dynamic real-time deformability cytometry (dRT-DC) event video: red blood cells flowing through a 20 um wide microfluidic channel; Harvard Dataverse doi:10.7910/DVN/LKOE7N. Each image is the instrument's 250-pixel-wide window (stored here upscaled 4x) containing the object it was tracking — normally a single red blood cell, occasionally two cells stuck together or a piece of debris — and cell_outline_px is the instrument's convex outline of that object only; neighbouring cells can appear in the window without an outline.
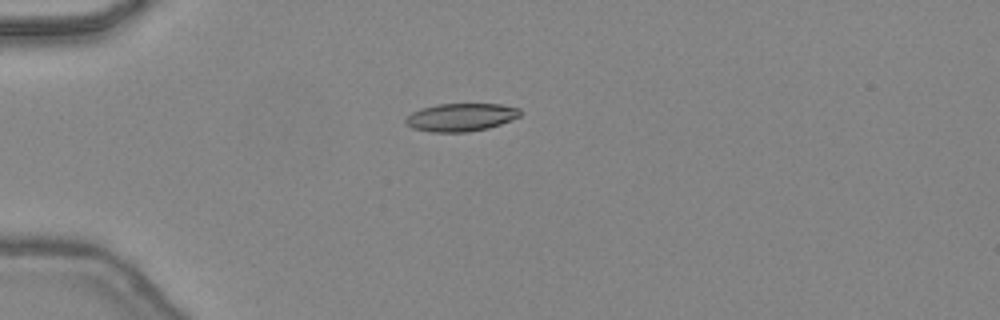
{"species": "common noctule bat (a hibernating species)", "species_latin": "Nyctalus noctula", "temperature_condition": "warm", "stored_images_in_passage": 34, "camera_frame_rate_fps": 3000, "um_per_image_px": 0.085, "animal": {"sex": "female", "body_mass_g": 24.6, "forearm_length_mm": 56.2}, "frame": {"image": 1, "passage_image": 1, "time_ms": 0.0, "image_size_px": [1000, 320], "cell_outline_px": [[520, 116], [512, 120], [488, 128], [468, 132], [432, 132], [412, 128], [404, 124], [404, 120], [412, 112], [420, 108], [440, 104], [500, 104], [520, 108]], "centroid_in_image_um": [39.16, 9.97], "position_along_channel_um": 45.8, "area_um2": 18.73}}
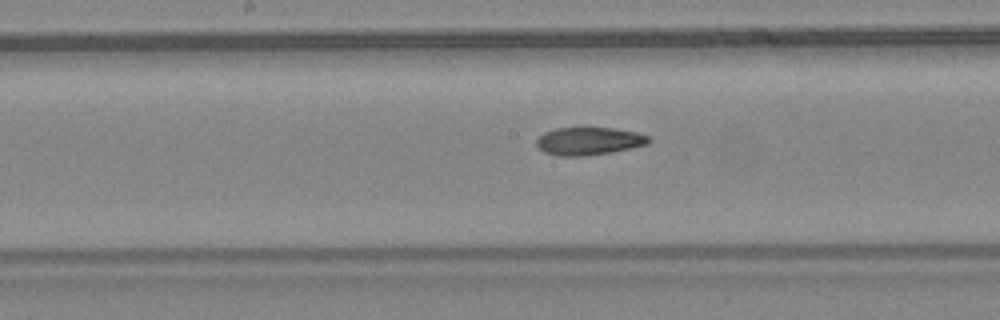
{"frame": {"image": 2, "passage_image": 13, "time_ms": 4.0, "image_size_px": [1000, 320], "cell_outline_px": [[652, 140], [648, 144], [632, 148], [584, 156], [556, 156], [544, 152], [536, 144], [536, 140], [544, 132], [556, 128], [612, 128], [636, 132], [648, 136]], "centroid_in_image_um": [50.05, 11.99], "position_along_channel_um": 198.2, "area_um2": 18.09}}
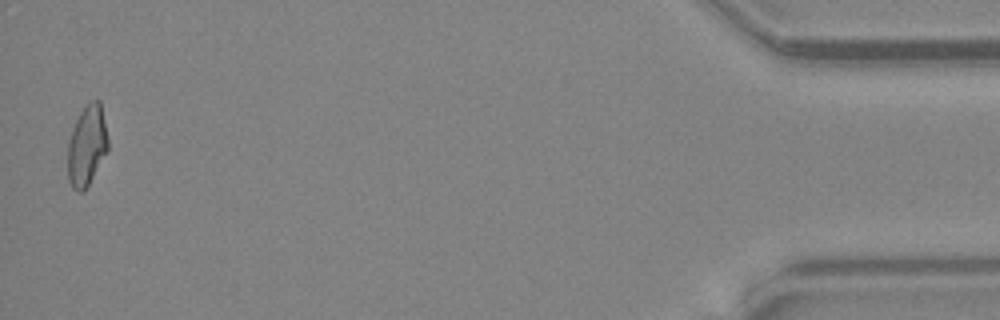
{"frame": {"image": 3, "passage_image": 34, "time_ms": 11.0, "image_size_px": [1000, 320], "cell_outline_px": [[108, 148], [84, 192], [76, 192], [72, 188], [68, 180], [68, 144], [72, 128], [80, 112], [92, 100], [100, 100], [108, 140]], "centroid_in_image_um": [7.36, 12.4], "position_along_channel_um": 427.8, "area_um2": 18.61}, "authors_computed_cell_mechanics": {"area_um2": 18.7561, "velocity_mm_per_s": 4.4858, "shape_relaxation_time_tau1_ms": null, "shape_relaxation_time_tau2_ms": 3.8089, "deformation_change_tau1": null, "deformation_change_tau2": 0.1216}}